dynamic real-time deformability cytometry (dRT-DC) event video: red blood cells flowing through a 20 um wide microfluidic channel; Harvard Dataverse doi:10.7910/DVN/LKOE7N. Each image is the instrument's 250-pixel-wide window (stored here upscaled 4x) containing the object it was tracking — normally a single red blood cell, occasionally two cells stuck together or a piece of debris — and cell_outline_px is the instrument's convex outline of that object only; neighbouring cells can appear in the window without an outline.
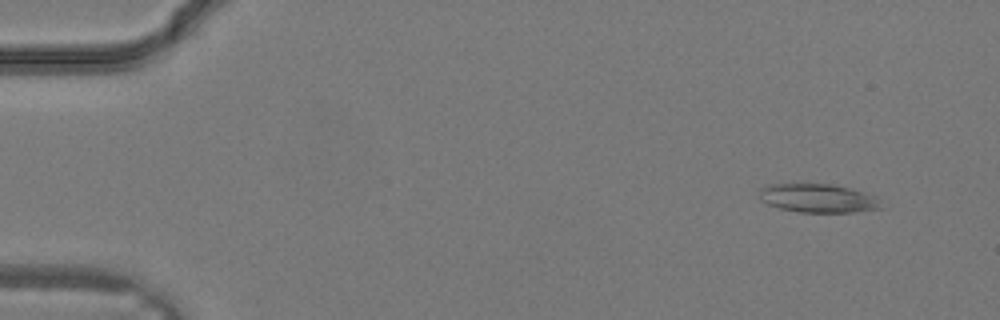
{"species": "common noctule bat (a hibernating species)", "species_latin": "Nyctalus noctula", "temperature_condition": "warm", "stored_images_in_passage": 24, "camera_frame_rate_fps": 3000, "um_per_image_px": 0.085, "animal": {"sex": "male", "body_mass_g": 19.2, "forearm_length_mm": 51.8}, "frame": {"image": 1, "passage_image": 3, "time_ms": 0.667, "image_size_px": [1000, 320], "cell_outline_px": [[884, 208], [856, 212], [800, 212], [780, 208], [768, 204], [760, 200], [760, 188], [768, 184], [832, 184], [852, 188], [876, 196]], "centroid_in_image_um": [69.56, 16.85], "position_along_channel_um": 15.4, "area_um2": 20.46}}
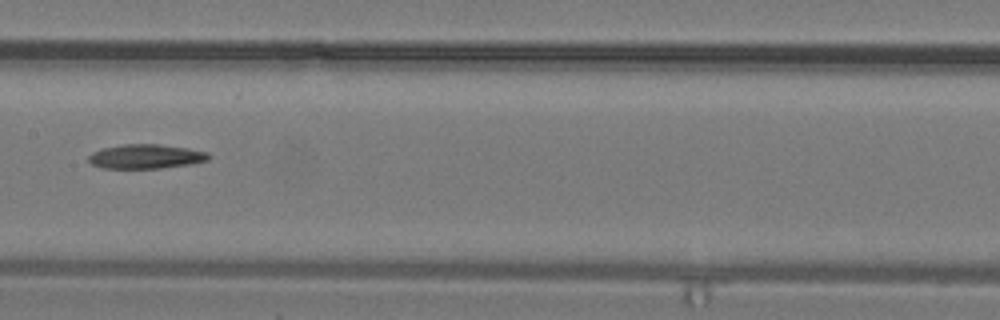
{"frame": {"image": 2, "passage_image": 17, "time_ms": 5.333, "image_size_px": [1000, 320], "cell_outline_px": [[212, 156], [208, 160], [188, 164], [160, 168], [100, 168], [92, 164], [88, 160], [88, 156], [92, 152], [104, 148], [124, 144], [156, 144], [188, 148], [208, 152]], "centroid_in_image_um": [12.39, 13.3], "position_along_channel_um": 195.0, "area_um2": 16.94}}
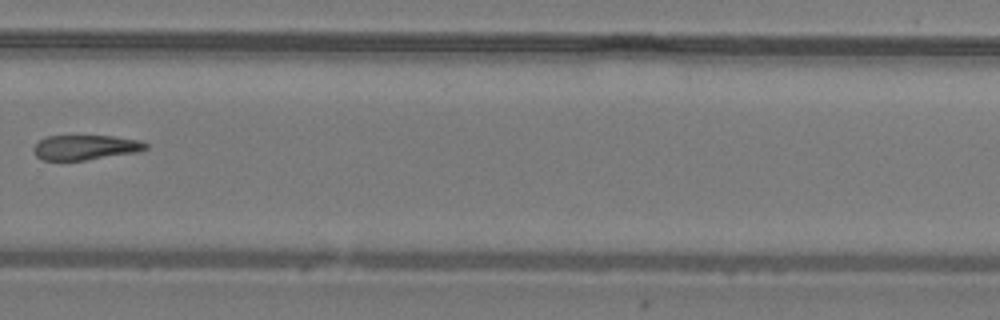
{"frame": {"image": 3, "passage_image": 23, "time_ms": 7.333, "image_size_px": [1000, 320], "cell_outline_px": [[148, 148], [136, 152], [88, 160], [40, 160], [32, 152], [32, 148], [40, 140], [48, 136], [112, 136], [140, 140], [148, 144]], "centroid_in_image_um": [7.24, 12.53], "position_along_channel_um": 322.6, "area_um2": 16.3}}